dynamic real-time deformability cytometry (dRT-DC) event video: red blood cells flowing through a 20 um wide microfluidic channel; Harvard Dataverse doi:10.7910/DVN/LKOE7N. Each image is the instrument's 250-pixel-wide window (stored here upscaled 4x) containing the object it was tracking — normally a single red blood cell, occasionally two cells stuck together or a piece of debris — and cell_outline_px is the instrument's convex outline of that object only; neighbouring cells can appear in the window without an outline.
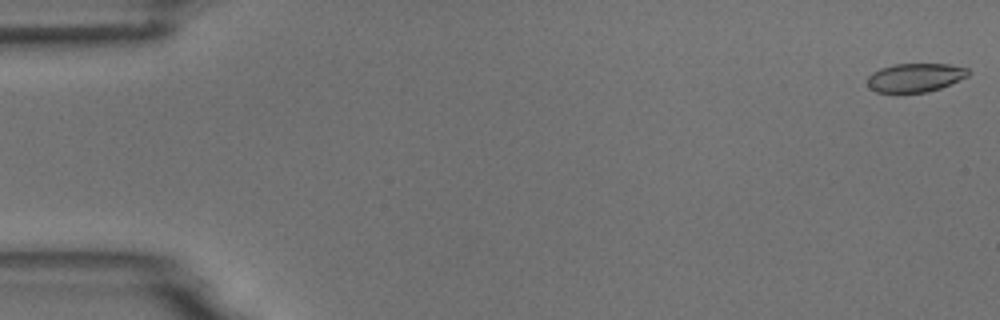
{"species": "common noctule bat (a hibernating species)", "species_latin": "Nyctalus noctula", "temperature_condition": "room temperature", "stored_images_in_passage": 10, "camera_frame_rate_fps": 3000, "um_per_image_px": 0.085, "animal": {"sex": "male", "body_mass_g": 18.8}, "frame": {"image": 1, "passage_image": 1, "time_ms": 0.0, "image_size_px": [1000, 320], "cell_outline_px": [[968, 76], [940, 88], [928, 92], [876, 92], [868, 84], [868, 76], [872, 72], [880, 68], [896, 64], [948, 64], [968, 68]], "centroid_in_image_um": [77.79, 6.58], "position_along_channel_um": 7.2, "area_um2": 16.65}}
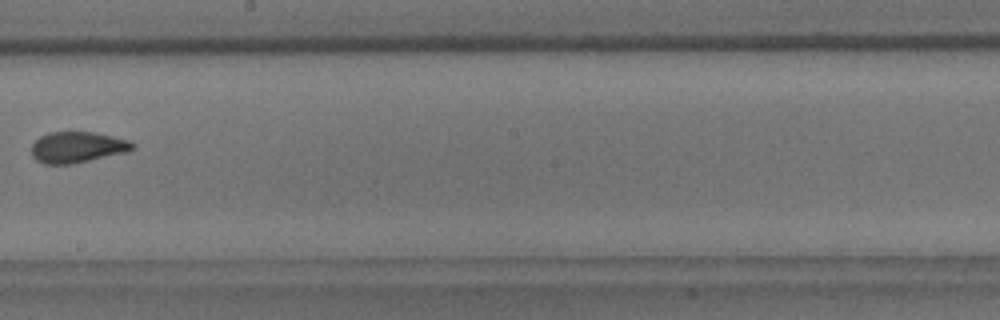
{"frame": {"image": 2, "passage_image": 9, "time_ms": 10.0, "image_size_px": [1000, 320], "cell_outline_px": [[136, 148], [128, 152], [72, 164], [44, 164], [36, 160], [32, 156], [32, 144], [40, 136], [48, 132], [92, 132], [112, 136], [128, 140], [136, 144]], "centroid_in_image_um": [6.59, 12.52], "position_along_channel_um": 241.6, "area_um2": 18.38}}
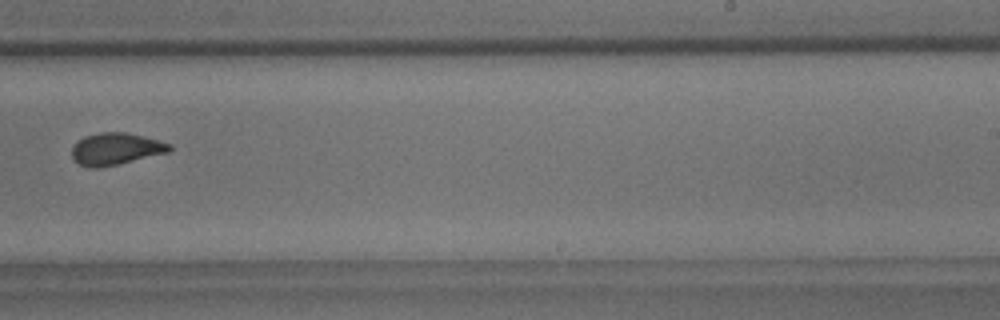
{"frame": {"image": 3, "passage_image": 10, "time_ms": 11.0, "image_size_px": [1000, 320], "cell_outline_px": [[172, 148], [168, 152], [100, 168], [88, 168], [72, 160], [72, 144], [84, 136], [100, 132], [124, 132], [172, 144]], "centroid_in_image_um": [9.77, 12.66], "position_along_channel_um": 279.2, "area_um2": 18.09}}